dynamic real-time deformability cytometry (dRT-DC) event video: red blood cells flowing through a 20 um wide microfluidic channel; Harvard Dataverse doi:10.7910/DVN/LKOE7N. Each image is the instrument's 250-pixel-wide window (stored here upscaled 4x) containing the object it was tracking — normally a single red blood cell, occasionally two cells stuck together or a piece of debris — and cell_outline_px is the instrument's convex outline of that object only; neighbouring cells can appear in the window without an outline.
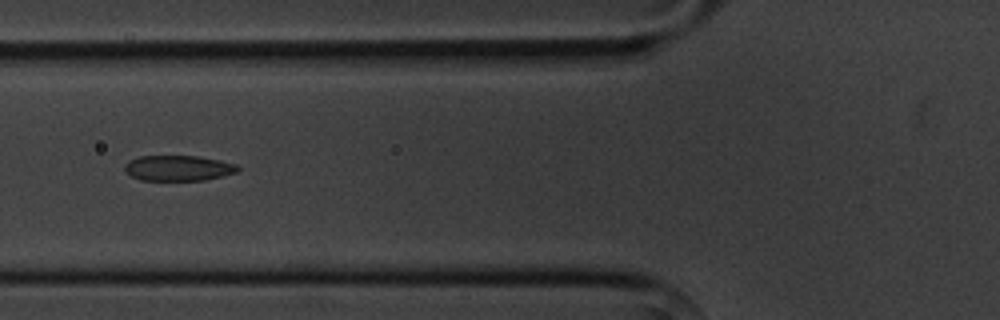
{"species": "common noctule bat (a hibernating species)", "species_latin": "Nyctalus noctula", "temperature_condition": "cold", "stored_images_in_passage": 2, "camera_frame_rate_fps": 3000, "um_per_image_px": 0.085, "animal": {"sex": "male", "body_mass_g": 20.1, "forearm_length_mm": 53.5}, "frame": {"image": 1, "passage_image": 2, "time_ms": 1.0, "image_size_px": [1000, 320], "cell_outline_px": [[240, 168], [236, 172], [204, 180], [140, 180], [132, 176], [124, 168], [124, 164], [128, 160], [140, 156], [200, 156], [220, 160], [236, 164]], "centroid_in_image_um": [15.14, 14.28], "position_along_channel_um": 110.7, "area_um2": 16.7}}